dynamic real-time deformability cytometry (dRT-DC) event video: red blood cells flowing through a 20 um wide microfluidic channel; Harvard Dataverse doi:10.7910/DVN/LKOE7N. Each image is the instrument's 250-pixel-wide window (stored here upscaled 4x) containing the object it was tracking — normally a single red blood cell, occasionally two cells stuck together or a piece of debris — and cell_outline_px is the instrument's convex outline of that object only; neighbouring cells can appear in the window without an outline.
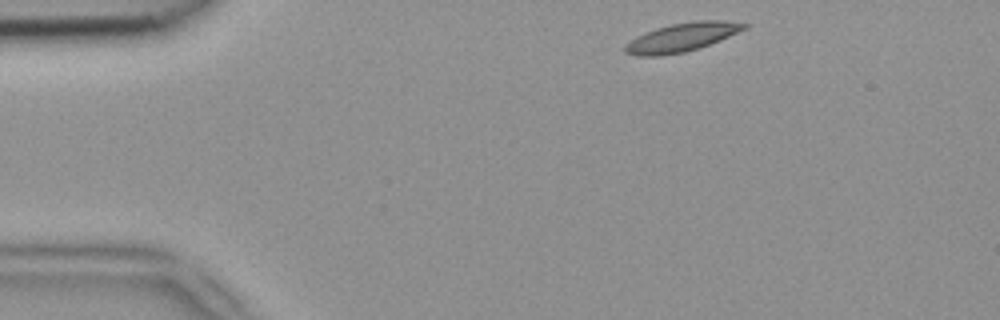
{"species": "common noctule bat (a hibernating species)", "species_latin": "Nyctalus noctula", "temperature_condition": "room temperature", "stored_images_in_passage": 44, "camera_frame_rate_fps": 3000, "um_per_image_px": 0.085, "animal": {"sex": "female", "body_mass_g": 18.4}, "frame": {"image": 1, "passage_image": 1, "time_ms": 0.0, "image_size_px": [1000, 320], "cell_outline_px": [[748, 28], [720, 40], [700, 48], [684, 52], [660, 56], [636, 56], [624, 52], [624, 44], [636, 36], [644, 32], [656, 28], [672, 24], [696, 20], [724, 20], [748, 24]], "centroid_in_image_um": [57.94, 3.17], "position_along_channel_um": 27.1, "area_um2": 20.06}}
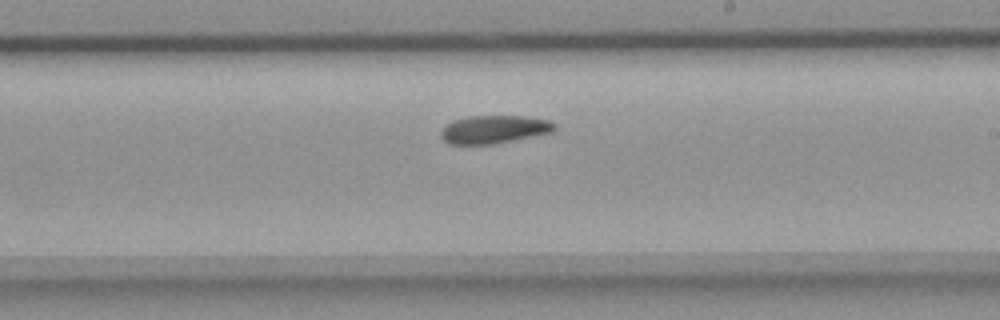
{"frame": {"image": 2, "passage_image": 23, "time_ms": 7.333, "image_size_px": [1000, 320], "cell_outline_px": [[556, 128], [552, 132], [492, 144], [448, 144], [440, 136], [440, 132], [444, 124], [452, 120], [468, 116], [524, 116], [548, 120], [556, 124]], "centroid_in_image_um": [41.94, 10.99], "position_along_channel_um": 247.1, "area_um2": 18.61}}
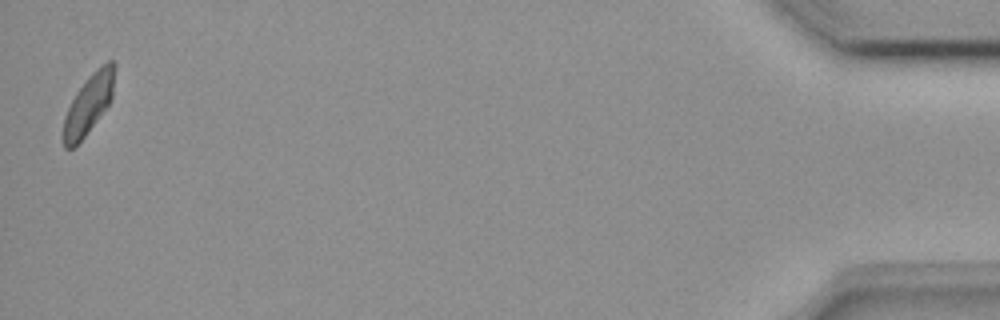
{"frame": {"image": 3, "passage_image": 44, "time_ms": 14.333, "image_size_px": [1000, 320], "cell_outline_px": [[116, 68], [112, 96], [108, 104], [84, 136], [72, 148], [64, 148], [64, 116], [76, 92], [88, 76], [100, 64], [108, 60], [112, 60], [116, 64]], "centroid_in_image_um": [7.56, 8.75], "position_along_channel_um": 427.6, "area_um2": 17.46}, "authors_computed_cell_mechanics": {"area_um2": 18.9584, "velocity_mm_per_s": 3.8771, "shape_relaxation_time_tau1_ms": 7.024, "shape_relaxation_time_tau2_ms": null, "deformation_change_tau1": 0.1402, "deformation_change_tau2": null}}